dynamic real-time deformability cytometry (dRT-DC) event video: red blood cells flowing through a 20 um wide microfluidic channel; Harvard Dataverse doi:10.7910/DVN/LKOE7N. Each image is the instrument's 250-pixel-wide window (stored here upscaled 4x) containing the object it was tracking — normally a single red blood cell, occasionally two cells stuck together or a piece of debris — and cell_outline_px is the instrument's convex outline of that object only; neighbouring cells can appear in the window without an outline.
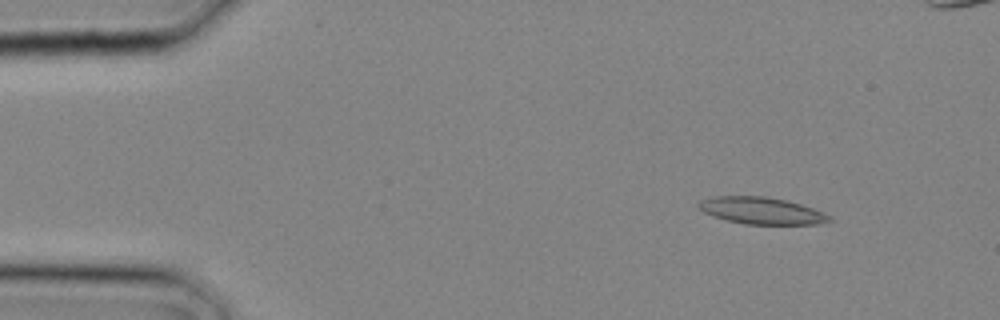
{"species": "common noctule bat (a hibernating species)", "species_latin": "Nyctalus noctula", "temperature_condition": "cold", "stored_images_in_passage": 3, "camera_frame_rate_fps": 3000, "um_per_image_px": 0.085, "animal": {"sex": "male", "body_mass_g": 20.4}, "frame": {"image": 1, "passage_image": 1, "time_ms": 0.0, "image_size_px": [1000, 320], "cell_outline_px": [[832, 220], [816, 224], [744, 224], [712, 216], [704, 212], [696, 204], [700, 200], [716, 196], [764, 196], [784, 200], [800, 204], [812, 208], [832, 216]], "centroid_in_image_um": [64.71, 17.91], "position_along_channel_um": 20.3, "area_um2": 20.29}}